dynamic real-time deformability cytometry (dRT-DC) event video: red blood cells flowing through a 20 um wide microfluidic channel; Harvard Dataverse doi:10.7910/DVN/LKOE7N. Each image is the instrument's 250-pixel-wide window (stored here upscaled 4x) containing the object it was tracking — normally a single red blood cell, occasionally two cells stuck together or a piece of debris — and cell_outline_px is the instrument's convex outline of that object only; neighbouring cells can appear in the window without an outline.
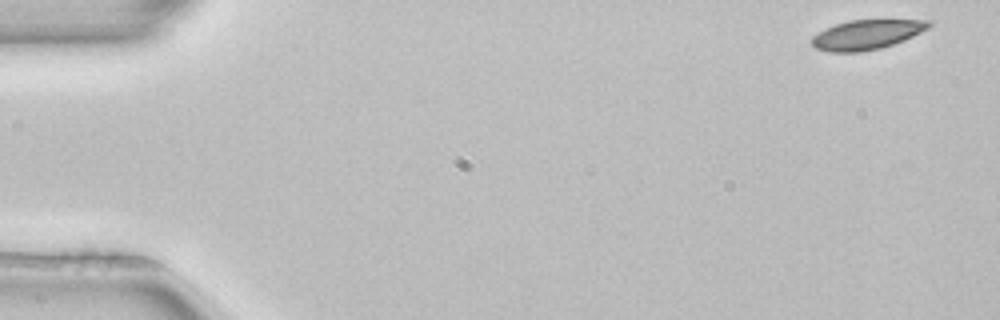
{"species": "common noctule bat (a hibernating species)", "species_latin": "Nyctalus noctula", "temperature_condition": "room temperature", "stored_images_in_passage": 51, "camera_frame_rate_fps": 3000, "um_per_image_px": 0.085, "animal": {"sex": "female", "body_mass_g": 22.7, "forearm_length_mm": 54.2}, "frame": {"image": 1, "passage_image": 1, "time_ms": 0.0, "image_size_px": [1000, 320], "cell_outline_px": [[932, 24], [928, 28], [904, 40], [880, 48], [860, 52], [828, 52], [816, 48], [812, 44], [812, 36], [824, 28], [848, 20], [932, 20]], "centroid_in_image_um": [73.65, 2.94], "position_along_channel_um": 11.4, "area_um2": 20.11}}
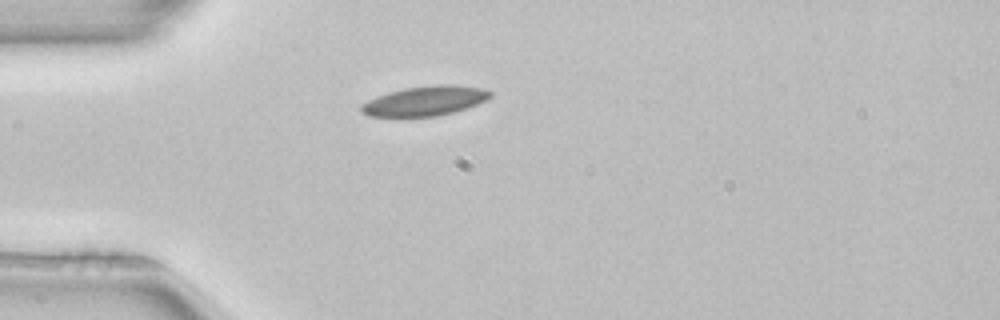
{"frame": {"image": 2, "passage_image": 13, "time_ms": 4.0, "image_size_px": [1000, 320], "cell_outline_px": [[492, 96], [476, 104], [452, 112], [436, 116], [368, 116], [360, 112], [360, 104], [376, 96], [388, 92], [404, 88], [436, 84], [452, 84], [480, 88], [492, 92]], "centroid_in_image_um": [36.07, 8.56], "position_along_channel_um": 48.9, "area_um2": 22.14}, "authors_computed_cell_mechanics": {"area_um2": 20.808, "velocity_mm_per_s": 3.9367, "shape_relaxation_time_tau1_ms": 7.2611, "shape_relaxation_time_tau2_ms": null, "deformation_change_tau1": 0.138, "deformation_change_tau2": null}}